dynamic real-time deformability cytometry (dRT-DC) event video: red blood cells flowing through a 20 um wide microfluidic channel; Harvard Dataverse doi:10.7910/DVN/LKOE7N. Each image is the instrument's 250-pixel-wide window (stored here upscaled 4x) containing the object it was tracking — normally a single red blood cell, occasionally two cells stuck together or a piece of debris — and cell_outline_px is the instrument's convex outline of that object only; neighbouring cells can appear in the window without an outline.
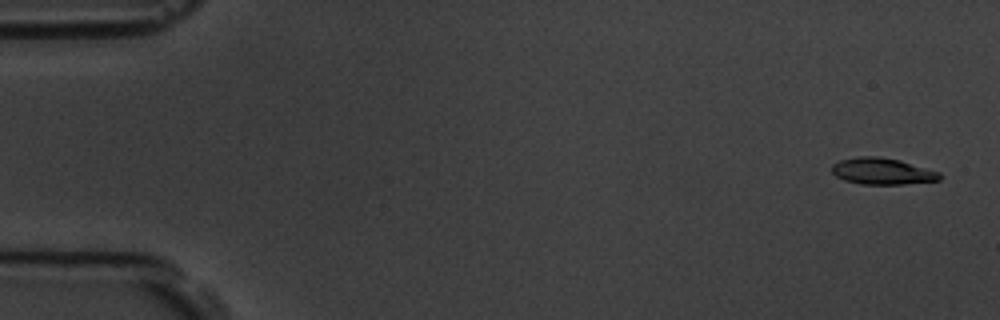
{"species": "common noctule bat (a hibernating species)", "species_latin": "Nyctalus noctula", "temperature_condition": "room temperature", "stored_images_in_passage": 5, "camera_frame_rate_fps": 3000, "um_per_image_px": 0.085, "animal": {"sex": "male", "body_mass_g": 19.5, "forearm_length_mm": 54.6}, "frame": {"image": 1, "passage_image": 1, "time_ms": 0.0, "image_size_px": [1000, 320], "cell_outline_px": [[940, 180], [904, 184], [860, 184], [844, 180], [836, 176], [832, 172], [832, 164], [840, 160], [856, 156], [880, 156], [900, 160], [940, 172]], "centroid_in_image_um": [74.97, 14.55], "position_along_channel_um": 10.0, "area_um2": 16.7}}
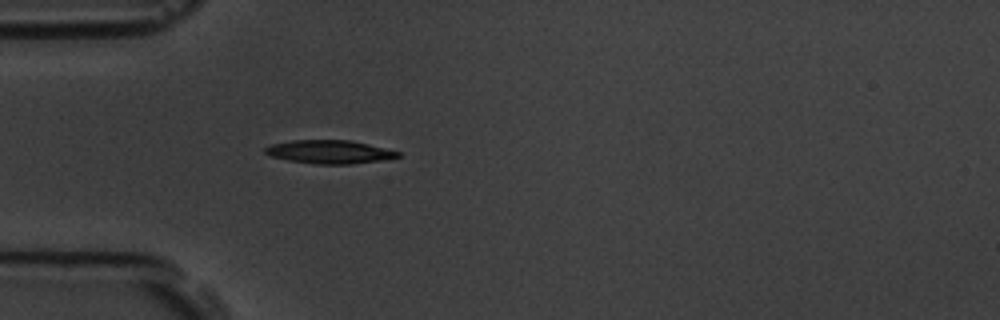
{"frame": {"image": 2, "passage_image": 5, "time_ms": 4.667, "image_size_px": [1000, 320], "cell_outline_px": [[400, 156], [380, 160], [352, 164], [316, 164], [288, 160], [272, 156], [264, 152], [264, 148], [272, 144], [292, 140], [352, 140], [400, 152]], "centroid_in_image_um": [27.99, 12.9], "position_along_channel_um": 57.0, "area_um2": 17.92}}